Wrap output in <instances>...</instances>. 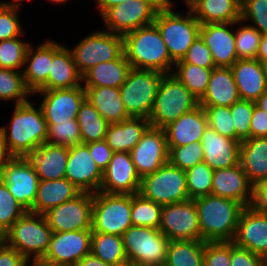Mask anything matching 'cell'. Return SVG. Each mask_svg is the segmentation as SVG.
Here are the masks:
<instances>
[{
    "mask_svg": "<svg viewBox=\"0 0 267 266\" xmlns=\"http://www.w3.org/2000/svg\"><path fill=\"white\" fill-rule=\"evenodd\" d=\"M123 51L133 69L171 74L174 61L157 26L140 27L123 35Z\"/></svg>",
    "mask_w": 267,
    "mask_h": 266,
    "instance_id": "1",
    "label": "cell"
},
{
    "mask_svg": "<svg viewBox=\"0 0 267 266\" xmlns=\"http://www.w3.org/2000/svg\"><path fill=\"white\" fill-rule=\"evenodd\" d=\"M199 217L200 240L233 242L245 206L212 194L194 200Z\"/></svg>",
    "mask_w": 267,
    "mask_h": 266,
    "instance_id": "2",
    "label": "cell"
},
{
    "mask_svg": "<svg viewBox=\"0 0 267 266\" xmlns=\"http://www.w3.org/2000/svg\"><path fill=\"white\" fill-rule=\"evenodd\" d=\"M1 129L9 157H22L46 143L48 138V124L42 109L40 106L36 109L30 101L15 105L9 133L6 127Z\"/></svg>",
    "mask_w": 267,
    "mask_h": 266,
    "instance_id": "3",
    "label": "cell"
},
{
    "mask_svg": "<svg viewBox=\"0 0 267 266\" xmlns=\"http://www.w3.org/2000/svg\"><path fill=\"white\" fill-rule=\"evenodd\" d=\"M199 105V100L172 73L160 82L153 109L149 115L151 126L163 129L181 115Z\"/></svg>",
    "mask_w": 267,
    "mask_h": 266,
    "instance_id": "4",
    "label": "cell"
},
{
    "mask_svg": "<svg viewBox=\"0 0 267 266\" xmlns=\"http://www.w3.org/2000/svg\"><path fill=\"white\" fill-rule=\"evenodd\" d=\"M171 5H163L154 20L170 58L177 62L182 60L187 50L199 36L201 24L189 9L187 16L172 11Z\"/></svg>",
    "mask_w": 267,
    "mask_h": 266,
    "instance_id": "5",
    "label": "cell"
},
{
    "mask_svg": "<svg viewBox=\"0 0 267 266\" xmlns=\"http://www.w3.org/2000/svg\"><path fill=\"white\" fill-rule=\"evenodd\" d=\"M52 233L43 214L27 211L4 234V242L26 259H31L32 255L33 258H41L45 254Z\"/></svg>",
    "mask_w": 267,
    "mask_h": 266,
    "instance_id": "6",
    "label": "cell"
},
{
    "mask_svg": "<svg viewBox=\"0 0 267 266\" xmlns=\"http://www.w3.org/2000/svg\"><path fill=\"white\" fill-rule=\"evenodd\" d=\"M128 264L163 266L170 240L152 227L131 226L122 235Z\"/></svg>",
    "mask_w": 267,
    "mask_h": 266,
    "instance_id": "7",
    "label": "cell"
},
{
    "mask_svg": "<svg viewBox=\"0 0 267 266\" xmlns=\"http://www.w3.org/2000/svg\"><path fill=\"white\" fill-rule=\"evenodd\" d=\"M132 195L93 194L92 231L122 236L132 226Z\"/></svg>",
    "mask_w": 267,
    "mask_h": 266,
    "instance_id": "8",
    "label": "cell"
},
{
    "mask_svg": "<svg viewBox=\"0 0 267 266\" xmlns=\"http://www.w3.org/2000/svg\"><path fill=\"white\" fill-rule=\"evenodd\" d=\"M152 70L131 69L120 86L121 99L130 117L149 118L162 77Z\"/></svg>",
    "mask_w": 267,
    "mask_h": 266,
    "instance_id": "9",
    "label": "cell"
},
{
    "mask_svg": "<svg viewBox=\"0 0 267 266\" xmlns=\"http://www.w3.org/2000/svg\"><path fill=\"white\" fill-rule=\"evenodd\" d=\"M139 193L160 205L186 201L189 196L185 171L168 162L141 178Z\"/></svg>",
    "mask_w": 267,
    "mask_h": 266,
    "instance_id": "10",
    "label": "cell"
},
{
    "mask_svg": "<svg viewBox=\"0 0 267 266\" xmlns=\"http://www.w3.org/2000/svg\"><path fill=\"white\" fill-rule=\"evenodd\" d=\"M81 75L102 62L117 59L123 51V35L97 31L85 37L71 50Z\"/></svg>",
    "mask_w": 267,
    "mask_h": 266,
    "instance_id": "11",
    "label": "cell"
},
{
    "mask_svg": "<svg viewBox=\"0 0 267 266\" xmlns=\"http://www.w3.org/2000/svg\"><path fill=\"white\" fill-rule=\"evenodd\" d=\"M160 0H129L107 9L101 16L108 31L120 35L154 23Z\"/></svg>",
    "mask_w": 267,
    "mask_h": 266,
    "instance_id": "12",
    "label": "cell"
},
{
    "mask_svg": "<svg viewBox=\"0 0 267 266\" xmlns=\"http://www.w3.org/2000/svg\"><path fill=\"white\" fill-rule=\"evenodd\" d=\"M93 194L81 192L43 214L54 233L92 229Z\"/></svg>",
    "mask_w": 267,
    "mask_h": 266,
    "instance_id": "13",
    "label": "cell"
},
{
    "mask_svg": "<svg viewBox=\"0 0 267 266\" xmlns=\"http://www.w3.org/2000/svg\"><path fill=\"white\" fill-rule=\"evenodd\" d=\"M159 230L170 240H200L198 210L194 200L163 205Z\"/></svg>",
    "mask_w": 267,
    "mask_h": 266,
    "instance_id": "14",
    "label": "cell"
},
{
    "mask_svg": "<svg viewBox=\"0 0 267 266\" xmlns=\"http://www.w3.org/2000/svg\"><path fill=\"white\" fill-rule=\"evenodd\" d=\"M0 179L19 204L30 211L40 182L36 171L22 157H8L0 166Z\"/></svg>",
    "mask_w": 267,
    "mask_h": 266,
    "instance_id": "15",
    "label": "cell"
},
{
    "mask_svg": "<svg viewBox=\"0 0 267 266\" xmlns=\"http://www.w3.org/2000/svg\"><path fill=\"white\" fill-rule=\"evenodd\" d=\"M92 229L52 233L41 257L61 266H74L91 251Z\"/></svg>",
    "mask_w": 267,
    "mask_h": 266,
    "instance_id": "16",
    "label": "cell"
},
{
    "mask_svg": "<svg viewBox=\"0 0 267 266\" xmlns=\"http://www.w3.org/2000/svg\"><path fill=\"white\" fill-rule=\"evenodd\" d=\"M168 147L164 129L150 126L130 151L140 178L154 173L168 163Z\"/></svg>",
    "mask_w": 267,
    "mask_h": 266,
    "instance_id": "17",
    "label": "cell"
},
{
    "mask_svg": "<svg viewBox=\"0 0 267 266\" xmlns=\"http://www.w3.org/2000/svg\"><path fill=\"white\" fill-rule=\"evenodd\" d=\"M34 93L43 94L40 107L48 128L52 124L76 119L80 106L86 99L83 86L71 89L38 90Z\"/></svg>",
    "mask_w": 267,
    "mask_h": 266,
    "instance_id": "18",
    "label": "cell"
},
{
    "mask_svg": "<svg viewBox=\"0 0 267 266\" xmlns=\"http://www.w3.org/2000/svg\"><path fill=\"white\" fill-rule=\"evenodd\" d=\"M65 178L81 192L94 194L100 191L103 173L92 159L86 144L69 147Z\"/></svg>",
    "mask_w": 267,
    "mask_h": 266,
    "instance_id": "19",
    "label": "cell"
},
{
    "mask_svg": "<svg viewBox=\"0 0 267 266\" xmlns=\"http://www.w3.org/2000/svg\"><path fill=\"white\" fill-rule=\"evenodd\" d=\"M141 178L132 161L130 152H114L103 172L100 191L109 194L139 193Z\"/></svg>",
    "mask_w": 267,
    "mask_h": 266,
    "instance_id": "20",
    "label": "cell"
},
{
    "mask_svg": "<svg viewBox=\"0 0 267 266\" xmlns=\"http://www.w3.org/2000/svg\"><path fill=\"white\" fill-rule=\"evenodd\" d=\"M69 147L43 143L22 159L36 171L40 181L65 178Z\"/></svg>",
    "mask_w": 267,
    "mask_h": 266,
    "instance_id": "21",
    "label": "cell"
},
{
    "mask_svg": "<svg viewBox=\"0 0 267 266\" xmlns=\"http://www.w3.org/2000/svg\"><path fill=\"white\" fill-rule=\"evenodd\" d=\"M236 23H208L202 24L199 36L211 50L215 67H231L238 60L235 46V33L229 30ZM230 26V27H229Z\"/></svg>",
    "mask_w": 267,
    "mask_h": 266,
    "instance_id": "22",
    "label": "cell"
},
{
    "mask_svg": "<svg viewBox=\"0 0 267 266\" xmlns=\"http://www.w3.org/2000/svg\"><path fill=\"white\" fill-rule=\"evenodd\" d=\"M233 243L260 256L267 255V214L250 206L241 212Z\"/></svg>",
    "mask_w": 267,
    "mask_h": 266,
    "instance_id": "23",
    "label": "cell"
},
{
    "mask_svg": "<svg viewBox=\"0 0 267 266\" xmlns=\"http://www.w3.org/2000/svg\"><path fill=\"white\" fill-rule=\"evenodd\" d=\"M200 143L203 148V161L213 170L233 167L239 164L240 141L217 133L207 127Z\"/></svg>",
    "mask_w": 267,
    "mask_h": 266,
    "instance_id": "24",
    "label": "cell"
},
{
    "mask_svg": "<svg viewBox=\"0 0 267 266\" xmlns=\"http://www.w3.org/2000/svg\"><path fill=\"white\" fill-rule=\"evenodd\" d=\"M252 191L253 185L240 164L214 170L212 195L228 198L248 207L252 201Z\"/></svg>",
    "mask_w": 267,
    "mask_h": 266,
    "instance_id": "25",
    "label": "cell"
},
{
    "mask_svg": "<svg viewBox=\"0 0 267 266\" xmlns=\"http://www.w3.org/2000/svg\"><path fill=\"white\" fill-rule=\"evenodd\" d=\"M207 127L206 111L199 104L163 128L166 134L167 147H179L200 142Z\"/></svg>",
    "mask_w": 267,
    "mask_h": 266,
    "instance_id": "26",
    "label": "cell"
},
{
    "mask_svg": "<svg viewBox=\"0 0 267 266\" xmlns=\"http://www.w3.org/2000/svg\"><path fill=\"white\" fill-rule=\"evenodd\" d=\"M240 98L255 102L267 91L265 69L256 59H238L230 67Z\"/></svg>",
    "mask_w": 267,
    "mask_h": 266,
    "instance_id": "27",
    "label": "cell"
},
{
    "mask_svg": "<svg viewBox=\"0 0 267 266\" xmlns=\"http://www.w3.org/2000/svg\"><path fill=\"white\" fill-rule=\"evenodd\" d=\"M79 73L70 49L54 42V56L47 82L39 90L71 89L81 85Z\"/></svg>",
    "mask_w": 267,
    "mask_h": 266,
    "instance_id": "28",
    "label": "cell"
},
{
    "mask_svg": "<svg viewBox=\"0 0 267 266\" xmlns=\"http://www.w3.org/2000/svg\"><path fill=\"white\" fill-rule=\"evenodd\" d=\"M240 98L230 67H215L212 70L207 90L199 100L201 106L230 107Z\"/></svg>",
    "mask_w": 267,
    "mask_h": 266,
    "instance_id": "29",
    "label": "cell"
},
{
    "mask_svg": "<svg viewBox=\"0 0 267 266\" xmlns=\"http://www.w3.org/2000/svg\"><path fill=\"white\" fill-rule=\"evenodd\" d=\"M239 164L252 185L267 180V137L241 141Z\"/></svg>",
    "mask_w": 267,
    "mask_h": 266,
    "instance_id": "30",
    "label": "cell"
},
{
    "mask_svg": "<svg viewBox=\"0 0 267 266\" xmlns=\"http://www.w3.org/2000/svg\"><path fill=\"white\" fill-rule=\"evenodd\" d=\"M188 8L201 25L236 23L241 19V0H193Z\"/></svg>",
    "mask_w": 267,
    "mask_h": 266,
    "instance_id": "31",
    "label": "cell"
},
{
    "mask_svg": "<svg viewBox=\"0 0 267 266\" xmlns=\"http://www.w3.org/2000/svg\"><path fill=\"white\" fill-rule=\"evenodd\" d=\"M53 56V41H47L35 50L29 45L24 61L27 68L23 71V76L25 84L32 94L47 82Z\"/></svg>",
    "mask_w": 267,
    "mask_h": 266,
    "instance_id": "32",
    "label": "cell"
},
{
    "mask_svg": "<svg viewBox=\"0 0 267 266\" xmlns=\"http://www.w3.org/2000/svg\"><path fill=\"white\" fill-rule=\"evenodd\" d=\"M150 126L148 118L130 117L109 124L105 140L114 152H130Z\"/></svg>",
    "mask_w": 267,
    "mask_h": 266,
    "instance_id": "33",
    "label": "cell"
},
{
    "mask_svg": "<svg viewBox=\"0 0 267 266\" xmlns=\"http://www.w3.org/2000/svg\"><path fill=\"white\" fill-rule=\"evenodd\" d=\"M81 191L67 178L40 181L33 207L29 212L45 214L48 210L74 199Z\"/></svg>",
    "mask_w": 267,
    "mask_h": 266,
    "instance_id": "34",
    "label": "cell"
},
{
    "mask_svg": "<svg viewBox=\"0 0 267 266\" xmlns=\"http://www.w3.org/2000/svg\"><path fill=\"white\" fill-rule=\"evenodd\" d=\"M131 64L126 59L124 52L115 60L102 62L92 67L82 75L83 87H114L126 81Z\"/></svg>",
    "mask_w": 267,
    "mask_h": 266,
    "instance_id": "35",
    "label": "cell"
},
{
    "mask_svg": "<svg viewBox=\"0 0 267 266\" xmlns=\"http://www.w3.org/2000/svg\"><path fill=\"white\" fill-rule=\"evenodd\" d=\"M83 88L86 99L109 124L119 123L130 118L125 110L119 88L109 86Z\"/></svg>",
    "mask_w": 267,
    "mask_h": 266,
    "instance_id": "36",
    "label": "cell"
},
{
    "mask_svg": "<svg viewBox=\"0 0 267 266\" xmlns=\"http://www.w3.org/2000/svg\"><path fill=\"white\" fill-rule=\"evenodd\" d=\"M205 242L203 240L170 241L163 266H203Z\"/></svg>",
    "mask_w": 267,
    "mask_h": 266,
    "instance_id": "37",
    "label": "cell"
},
{
    "mask_svg": "<svg viewBox=\"0 0 267 266\" xmlns=\"http://www.w3.org/2000/svg\"><path fill=\"white\" fill-rule=\"evenodd\" d=\"M90 253L113 266L128 265L122 236L92 231Z\"/></svg>",
    "mask_w": 267,
    "mask_h": 266,
    "instance_id": "38",
    "label": "cell"
},
{
    "mask_svg": "<svg viewBox=\"0 0 267 266\" xmlns=\"http://www.w3.org/2000/svg\"><path fill=\"white\" fill-rule=\"evenodd\" d=\"M76 121L80 128L81 143L87 144L106 138L109 123L87 99L81 104Z\"/></svg>",
    "mask_w": 267,
    "mask_h": 266,
    "instance_id": "39",
    "label": "cell"
},
{
    "mask_svg": "<svg viewBox=\"0 0 267 266\" xmlns=\"http://www.w3.org/2000/svg\"><path fill=\"white\" fill-rule=\"evenodd\" d=\"M174 65L177 71H172V74L200 100L207 90L213 68H203L184 63L182 60L175 62Z\"/></svg>",
    "mask_w": 267,
    "mask_h": 266,
    "instance_id": "40",
    "label": "cell"
},
{
    "mask_svg": "<svg viewBox=\"0 0 267 266\" xmlns=\"http://www.w3.org/2000/svg\"><path fill=\"white\" fill-rule=\"evenodd\" d=\"M163 205L153 202L140 193L132 195V226H144L159 229Z\"/></svg>",
    "mask_w": 267,
    "mask_h": 266,
    "instance_id": "41",
    "label": "cell"
},
{
    "mask_svg": "<svg viewBox=\"0 0 267 266\" xmlns=\"http://www.w3.org/2000/svg\"><path fill=\"white\" fill-rule=\"evenodd\" d=\"M32 92L27 88L22 71L0 68V99L16 100V104L27 102Z\"/></svg>",
    "mask_w": 267,
    "mask_h": 266,
    "instance_id": "42",
    "label": "cell"
},
{
    "mask_svg": "<svg viewBox=\"0 0 267 266\" xmlns=\"http://www.w3.org/2000/svg\"><path fill=\"white\" fill-rule=\"evenodd\" d=\"M214 170L204 161L185 171L189 199L211 194Z\"/></svg>",
    "mask_w": 267,
    "mask_h": 266,
    "instance_id": "43",
    "label": "cell"
},
{
    "mask_svg": "<svg viewBox=\"0 0 267 266\" xmlns=\"http://www.w3.org/2000/svg\"><path fill=\"white\" fill-rule=\"evenodd\" d=\"M26 212L0 179V232L5 234Z\"/></svg>",
    "mask_w": 267,
    "mask_h": 266,
    "instance_id": "44",
    "label": "cell"
},
{
    "mask_svg": "<svg viewBox=\"0 0 267 266\" xmlns=\"http://www.w3.org/2000/svg\"><path fill=\"white\" fill-rule=\"evenodd\" d=\"M29 43H25L15 37L8 40L0 41V68L19 70L24 67L27 49Z\"/></svg>",
    "mask_w": 267,
    "mask_h": 266,
    "instance_id": "45",
    "label": "cell"
},
{
    "mask_svg": "<svg viewBox=\"0 0 267 266\" xmlns=\"http://www.w3.org/2000/svg\"><path fill=\"white\" fill-rule=\"evenodd\" d=\"M168 162L183 171L203 162V148L200 142H193L179 147H168Z\"/></svg>",
    "mask_w": 267,
    "mask_h": 266,
    "instance_id": "46",
    "label": "cell"
},
{
    "mask_svg": "<svg viewBox=\"0 0 267 266\" xmlns=\"http://www.w3.org/2000/svg\"><path fill=\"white\" fill-rule=\"evenodd\" d=\"M262 34L251 25L242 26L235 32L238 59H256Z\"/></svg>",
    "mask_w": 267,
    "mask_h": 266,
    "instance_id": "47",
    "label": "cell"
},
{
    "mask_svg": "<svg viewBox=\"0 0 267 266\" xmlns=\"http://www.w3.org/2000/svg\"><path fill=\"white\" fill-rule=\"evenodd\" d=\"M46 143L60 146H74L81 144L80 128L76 119L68 122L52 124L48 128Z\"/></svg>",
    "mask_w": 267,
    "mask_h": 266,
    "instance_id": "48",
    "label": "cell"
},
{
    "mask_svg": "<svg viewBox=\"0 0 267 266\" xmlns=\"http://www.w3.org/2000/svg\"><path fill=\"white\" fill-rule=\"evenodd\" d=\"M21 2L0 3V41L22 35V27L18 19V8Z\"/></svg>",
    "mask_w": 267,
    "mask_h": 266,
    "instance_id": "49",
    "label": "cell"
},
{
    "mask_svg": "<svg viewBox=\"0 0 267 266\" xmlns=\"http://www.w3.org/2000/svg\"><path fill=\"white\" fill-rule=\"evenodd\" d=\"M254 106L255 102L242 99L230 106L236 141L241 142L250 138V122Z\"/></svg>",
    "mask_w": 267,
    "mask_h": 266,
    "instance_id": "50",
    "label": "cell"
},
{
    "mask_svg": "<svg viewBox=\"0 0 267 266\" xmlns=\"http://www.w3.org/2000/svg\"><path fill=\"white\" fill-rule=\"evenodd\" d=\"M207 115L208 126L222 136L235 140V129L233 125L230 107L225 106H202Z\"/></svg>",
    "mask_w": 267,
    "mask_h": 266,
    "instance_id": "51",
    "label": "cell"
},
{
    "mask_svg": "<svg viewBox=\"0 0 267 266\" xmlns=\"http://www.w3.org/2000/svg\"><path fill=\"white\" fill-rule=\"evenodd\" d=\"M255 24L262 35L267 34V0H241V20Z\"/></svg>",
    "mask_w": 267,
    "mask_h": 266,
    "instance_id": "52",
    "label": "cell"
},
{
    "mask_svg": "<svg viewBox=\"0 0 267 266\" xmlns=\"http://www.w3.org/2000/svg\"><path fill=\"white\" fill-rule=\"evenodd\" d=\"M231 242H205L203 266H230Z\"/></svg>",
    "mask_w": 267,
    "mask_h": 266,
    "instance_id": "53",
    "label": "cell"
},
{
    "mask_svg": "<svg viewBox=\"0 0 267 266\" xmlns=\"http://www.w3.org/2000/svg\"><path fill=\"white\" fill-rule=\"evenodd\" d=\"M182 61L203 68H215L211 50L206 46L200 36H198L189 47Z\"/></svg>",
    "mask_w": 267,
    "mask_h": 266,
    "instance_id": "54",
    "label": "cell"
},
{
    "mask_svg": "<svg viewBox=\"0 0 267 266\" xmlns=\"http://www.w3.org/2000/svg\"><path fill=\"white\" fill-rule=\"evenodd\" d=\"M92 159L95 161L97 167L103 173L112 159L114 151L107 144L106 140L89 142L86 144Z\"/></svg>",
    "mask_w": 267,
    "mask_h": 266,
    "instance_id": "55",
    "label": "cell"
},
{
    "mask_svg": "<svg viewBox=\"0 0 267 266\" xmlns=\"http://www.w3.org/2000/svg\"><path fill=\"white\" fill-rule=\"evenodd\" d=\"M230 266H262L263 257L231 242Z\"/></svg>",
    "mask_w": 267,
    "mask_h": 266,
    "instance_id": "56",
    "label": "cell"
},
{
    "mask_svg": "<svg viewBox=\"0 0 267 266\" xmlns=\"http://www.w3.org/2000/svg\"><path fill=\"white\" fill-rule=\"evenodd\" d=\"M267 137V112L256 104L250 122V138Z\"/></svg>",
    "mask_w": 267,
    "mask_h": 266,
    "instance_id": "57",
    "label": "cell"
},
{
    "mask_svg": "<svg viewBox=\"0 0 267 266\" xmlns=\"http://www.w3.org/2000/svg\"><path fill=\"white\" fill-rule=\"evenodd\" d=\"M250 207L262 214H267V180L253 185Z\"/></svg>",
    "mask_w": 267,
    "mask_h": 266,
    "instance_id": "58",
    "label": "cell"
},
{
    "mask_svg": "<svg viewBox=\"0 0 267 266\" xmlns=\"http://www.w3.org/2000/svg\"><path fill=\"white\" fill-rule=\"evenodd\" d=\"M27 259L5 242L0 245V266H24Z\"/></svg>",
    "mask_w": 267,
    "mask_h": 266,
    "instance_id": "59",
    "label": "cell"
},
{
    "mask_svg": "<svg viewBox=\"0 0 267 266\" xmlns=\"http://www.w3.org/2000/svg\"><path fill=\"white\" fill-rule=\"evenodd\" d=\"M74 266H113V265L104 263L98 257L90 253L85 257H83L80 261H78Z\"/></svg>",
    "mask_w": 267,
    "mask_h": 266,
    "instance_id": "60",
    "label": "cell"
},
{
    "mask_svg": "<svg viewBox=\"0 0 267 266\" xmlns=\"http://www.w3.org/2000/svg\"><path fill=\"white\" fill-rule=\"evenodd\" d=\"M256 60H259L262 64L267 62V34L261 36Z\"/></svg>",
    "mask_w": 267,
    "mask_h": 266,
    "instance_id": "61",
    "label": "cell"
},
{
    "mask_svg": "<svg viewBox=\"0 0 267 266\" xmlns=\"http://www.w3.org/2000/svg\"><path fill=\"white\" fill-rule=\"evenodd\" d=\"M96 1L98 3L97 7L101 12L100 14H103L107 9L129 0H96Z\"/></svg>",
    "mask_w": 267,
    "mask_h": 266,
    "instance_id": "62",
    "label": "cell"
},
{
    "mask_svg": "<svg viewBox=\"0 0 267 266\" xmlns=\"http://www.w3.org/2000/svg\"><path fill=\"white\" fill-rule=\"evenodd\" d=\"M29 261H31L30 266H61V265H57L55 263L49 262V261L42 259V258H32L31 260L27 259L25 261L24 266H28Z\"/></svg>",
    "mask_w": 267,
    "mask_h": 266,
    "instance_id": "63",
    "label": "cell"
},
{
    "mask_svg": "<svg viewBox=\"0 0 267 266\" xmlns=\"http://www.w3.org/2000/svg\"><path fill=\"white\" fill-rule=\"evenodd\" d=\"M8 157L9 156L4 147L3 131L0 127V166L6 161Z\"/></svg>",
    "mask_w": 267,
    "mask_h": 266,
    "instance_id": "64",
    "label": "cell"
},
{
    "mask_svg": "<svg viewBox=\"0 0 267 266\" xmlns=\"http://www.w3.org/2000/svg\"><path fill=\"white\" fill-rule=\"evenodd\" d=\"M255 104L260 108L267 112V91L264 92L256 101Z\"/></svg>",
    "mask_w": 267,
    "mask_h": 266,
    "instance_id": "65",
    "label": "cell"
},
{
    "mask_svg": "<svg viewBox=\"0 0 267 266\" xmlns=\"http://www.w3.org/2000/svg\"><path fill=\"white\" fill-rule=\"evenodd\" d=\"M187 5L191 3V0H186ZM163 5H173V3L170 0H163Z\"/></svg>",
    "mask_w": 267,
    "mask_h": 266,
    "instance_id": "66",
    "label": "cell"
},
{
    "mask_svg": "<svg viewBox=\"0 0 267 266\" xmlns=\"http://www.w3.org/2000/svg\"><path fill=\"white\" fill-rule=\"evenodd\" d=\"M262 266H267V255L263 256Z\"/></svg>",
    "mask_w": 267,
    "mask_h": 266,
    "instance_id": "67",
    "label": "cell"
},
{
    "mask_svg": "<svg viewBox=\"0 0 267 266\" xmlns=\"http://www.w3.org/2000/svg\"><path fill=\"white\" fill-rule=\"evenodd\" d=\"M264 69H265V77H266V84H267V62L263 63Z\"/></svg>",
    "mask_w": 267,
    "mask_h": 266,
    "instance_id": "68",
    "label": "cell"
},
{
    "mask_svg": "<svg viewBox=\"0 0 267 266\" xmlns=\"http://www.w3.org/2000/svg\"><path fill=\"white\" fill-rule=\"evenodd\" d=\"M50 1H52V2H54V3H65L66 1H68V0H50Z\"/></svg>",
    "mask_w": 267,
    "mask_h": 266,
    "instance_id": "69",
    "label": "cell"
},
{
    "mask_svg": "<svg viewBox=\"0 0 267 266\" xmlns=\"http://www.w3.org/2000/svg\"><path fill=\"white\" fill-rule=\"evenodd\" d=\"M4 242V234L0 232V245Z\"/></svg>",
    "mask_w": 267,
    "mask_h": 266,
    "instance_id": "70",
    "label": "cell"
},
{
    "mask_svg": "<svg viewBox=\"0 0 267 266\" xmlns=\"http://www.w3.org/2000/svg\"><path fill=\"white\" fill-rule=\"evenodd\" d=\"M127 266H138V265H134V264H128Z\"/></svg>",
    "mask_w": 267,
    "mask_h": 266,
    "instance_id": "71",
    "label": "cell"
}]
</instances>
